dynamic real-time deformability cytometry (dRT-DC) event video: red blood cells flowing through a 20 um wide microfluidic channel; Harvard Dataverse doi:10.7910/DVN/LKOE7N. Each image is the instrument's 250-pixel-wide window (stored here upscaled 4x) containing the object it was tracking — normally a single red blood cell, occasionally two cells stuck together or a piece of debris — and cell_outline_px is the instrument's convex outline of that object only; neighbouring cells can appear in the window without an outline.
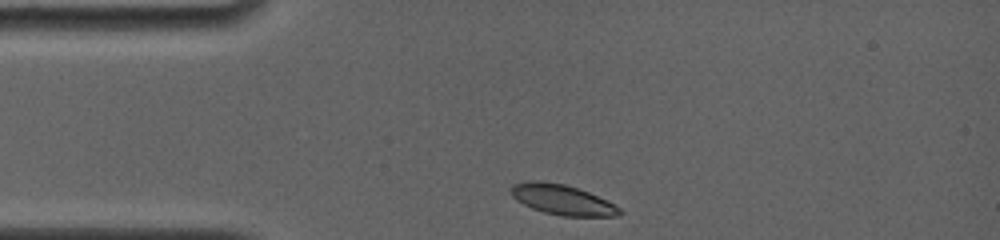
{"species": "common noctule bat (a hibernating species)", "species_latin": "Nyctalus noctula", "temperature_condition": "room temperature", "stored_images_in_passage": 4, "camera_frame_rate_fps": 4000, "um_per_image_px": 0.085, "animal": {"sex": "female", "body_mass_g": 19.0, "forearm_length_mm": 56.7}, "frame": {"image": 1, "passage_image": 1, "time_ms": 0.0, "image_size_px": [1000, 240], "cell_outline_px": [[624, 212], [616, 216], [564, 216], [544, 212], [532, 208], [516, 200], [512, 196], [512, 184], [528, 180], [540, 180], [564, 184], [588, 192], [616, 204]], "centroid_in_image_um": [47.8, 16.97], "position_along_channel_um": 37.2, "area_um2": 19.07}}
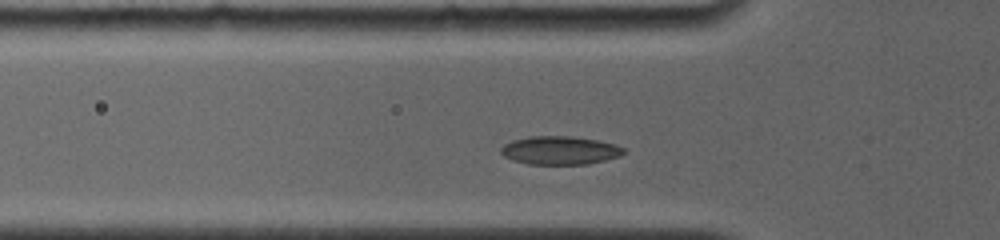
{"frame": {"image": 2, "passage_image": 4, "time_ms": 1.75, "image_size_px": [1000, 240], "cell_outline_px": [[624, 152], [620, 156], [588, 164], [528, 164], [512, 160], [504, 156], [500, 152], [500, 148], [504, 144], [512, 140], [528, 136], [568, 136], [596, 140], [616, 144], [624, 148]], "centroid_in_image_um": [47.56, 12.78], "position_along_channel_um": 78.2, "area_um2": 20.29}}